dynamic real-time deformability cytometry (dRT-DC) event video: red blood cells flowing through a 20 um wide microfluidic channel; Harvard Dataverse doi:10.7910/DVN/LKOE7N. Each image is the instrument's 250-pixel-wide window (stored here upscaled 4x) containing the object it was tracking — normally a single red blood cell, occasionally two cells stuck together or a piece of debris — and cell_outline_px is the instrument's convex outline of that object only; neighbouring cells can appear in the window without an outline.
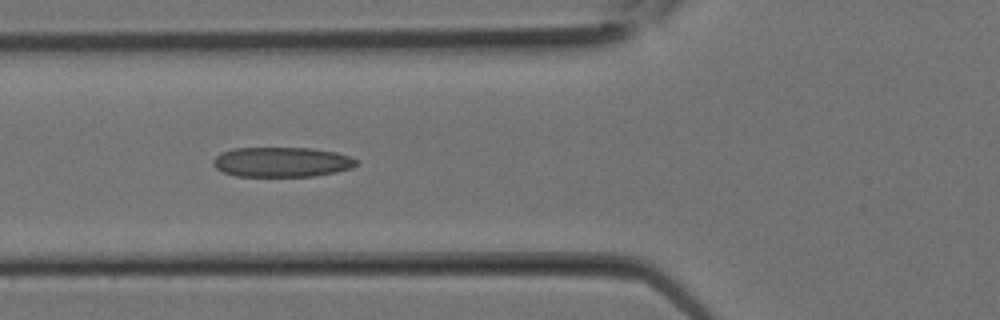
{"species": "Egyptian fruit bat (a non-hibernating species)", "species_latin": "Rousettus aegyptiacus", "temperature_condition": "room temperature", "stored_images_in_passage": 12, "camera_frame_rate_fps": 3000, "um_per_image_px": 0.085, "animal": {"sex": "female"}, "frame": {"image": 1, "passage_image": 9, "time_ms": 2.667, "image_size_px": [1000, 320], "cell_outline_px": [[360, 160], [352, 168], [336, 172], [312, 176], [236, 176], [224, 172], [216, 168], [212, 164], [212, 160], [220, 152], [232, 148], [312, 148], [336, 152], [352, 156]], "centroid_in_image_um": [23.96, 13.76], "position_along_channel_um": 101.8, "area_um2": 25.14}}
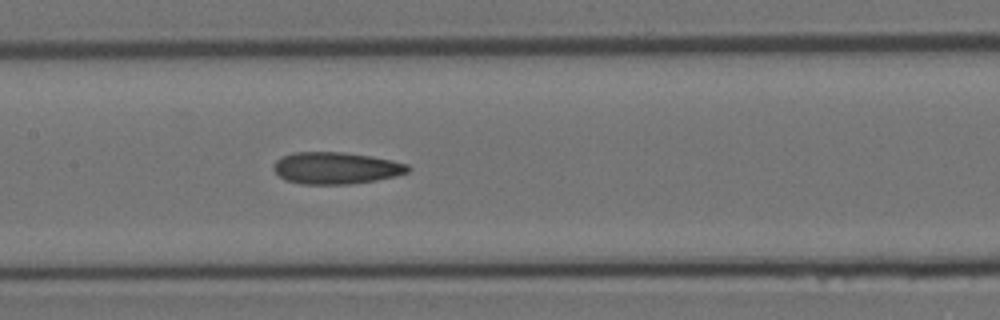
{"frame": {"image": 2, "passage_image": 12, "time_ms": 3.667, "image_size_px": [1000, 320], "cell_outline_px": [[412, 168], [408, 172], [396, 176], [376, 180], [348, 184], [300, 184], [284, 180], [272, 168], [276, 160], [292, 152], [344, 152], [372, 156], [392, 160], [408, 164]], "centroid_in_image_um": [28.57, 14.28], "position_along_channel_um": 178.8, "area_um2": 25.09}}